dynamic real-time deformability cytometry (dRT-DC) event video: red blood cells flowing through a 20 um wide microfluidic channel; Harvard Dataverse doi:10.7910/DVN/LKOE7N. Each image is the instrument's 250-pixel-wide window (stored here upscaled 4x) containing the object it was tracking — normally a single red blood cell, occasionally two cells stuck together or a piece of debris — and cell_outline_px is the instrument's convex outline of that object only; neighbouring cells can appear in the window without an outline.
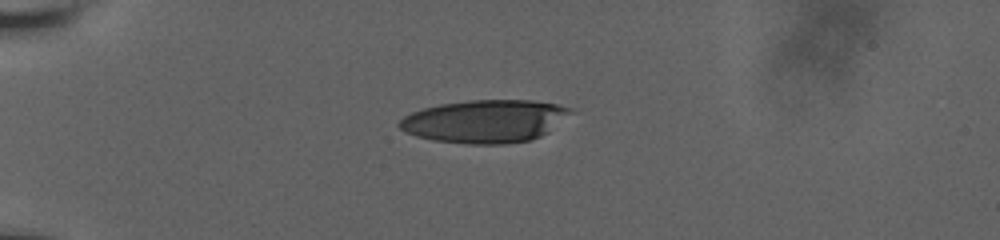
{"species": "human", "species_latin": "Homo sapiens", "temperature_condition": "room temperature", "stored_images_in_passage": 42, "camera_frame_rate_fps": 3000, "um_per_image_px": 0.085, "donor": {"sex": "male"}, "frame": {"image": 1, "passage_image": 1, "time_ms": 0.0, "image_size_px": [1000, 240], "cell_outline_px": [[572, 112], [548, 132], [540, 136], [528, 140], [504, 144], [468, 144], [436, 140], [416, 136], [400, 128], [396, 124], [404, 116], [412, 112], [424, 108], [440, 104], [472, 100], [532, 100], [556, 104], [572, 108]], "centroid_in_image_um": [41.22, 10.3], "position_along_channel_um": 43.8, "area_um2": 42.43}}
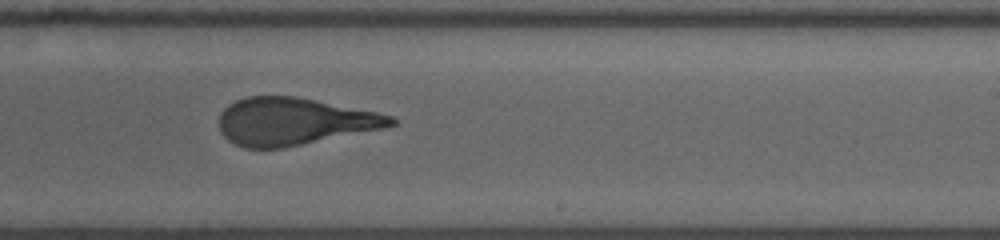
{"frame": {"image": 2, "passage_image": 22, "time_ms": 7.0, "image_size_px": [1000, 240], "cell_outline_px": [[396, 124], [384, 128], [284, 148], [244, 148], [228, 140], [220, 132], [220, 112], [228, 104], [236, 100], [248, 96], [296, 96], [376, 112], [392, 116], [396, 120]], "centroid_in_image_um": [24.96, 10.32], "position_along_channel_um": 264.0, "area_um2": 47.28}}
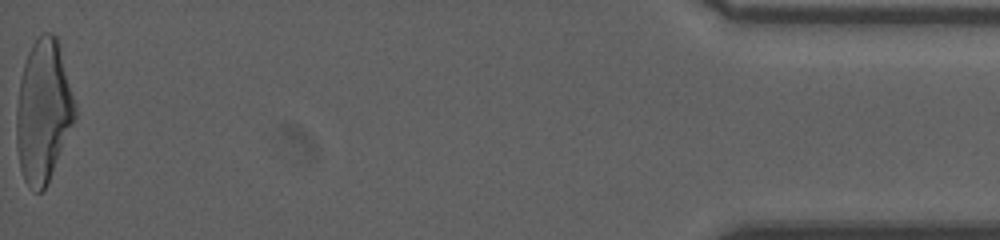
{"frame": {"image": 3, "passage_image": 42, "time_ms": 13.667, "image_size_px": [1000, 240], "cell_outline_px": [[76, 116], [48, 184], [40, 192], [36, 192], [24, 180], [20, 168], [16, 148], [16, 108], [20, 80], [24, 64], [28, 52], [36, 36], [44, 32], [52, 32], [56, 36], [76, 108]], "centroid_in_image_um": [3.65, 9.46], "position_along_channel_um": 431.5, "area_um2": 48.26}, "authors_computed_cell_mechanics": {"area_um2": 47.8295, "velocity_mm_per_s": 3.8179, "shape_relaxation_time_tau1_ms": 5.1177, "shape_relaxation_time_tau2_ms": 0.9848, "deformation_change_tau1": 0.2527, "deformation_change_tau2": 0.1146}}